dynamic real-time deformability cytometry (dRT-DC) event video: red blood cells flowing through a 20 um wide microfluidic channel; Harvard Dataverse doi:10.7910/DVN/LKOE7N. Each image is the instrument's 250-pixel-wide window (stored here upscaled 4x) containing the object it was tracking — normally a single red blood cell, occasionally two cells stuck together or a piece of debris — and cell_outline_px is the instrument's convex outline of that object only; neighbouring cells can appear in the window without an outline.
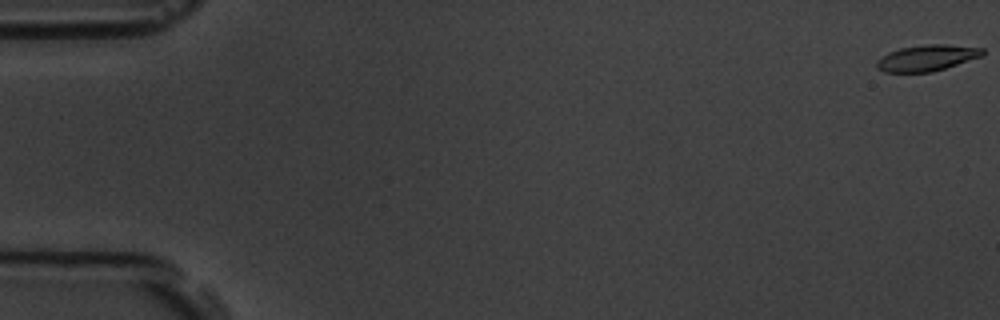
{"species": "common noctule bat (a hibernating species)", "species_latin": "Nyctalus noctula", "temperature_condition": "room temperature", "stored_images_in_passage": 14, "camera_frame_rate_fps": 3000, "um_per_image_px": 0.085, "animal": {"sex": "male", "body_mass_g": 19.5, "forearm_length_mm": 54.6}, "frame": {"image": 1, "passage_image": 1, "time_ms": 0.0, "image_size_px": [1000, 320], "cell_outline_px": [[984, 56], [932, 72], [884, 72], [876, 68], [876, 60], [888, 52], [900, 48], [928, 44], [944, 44], [984, 48]], "centroid_in_image_um": [78.79, 4.92], "position_along_channel_um": 6.2, "area_um2": 16.18}}